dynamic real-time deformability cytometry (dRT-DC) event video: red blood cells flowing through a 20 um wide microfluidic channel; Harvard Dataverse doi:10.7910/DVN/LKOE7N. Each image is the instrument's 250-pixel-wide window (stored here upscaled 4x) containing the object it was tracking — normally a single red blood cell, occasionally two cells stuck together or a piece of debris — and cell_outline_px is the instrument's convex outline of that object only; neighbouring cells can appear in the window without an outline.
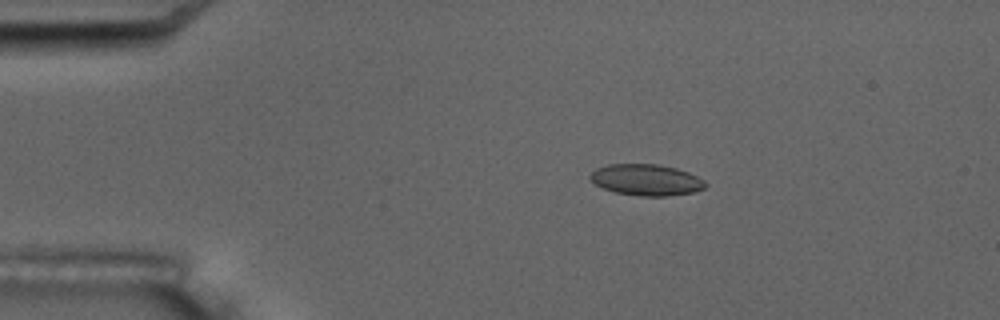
{"species": "common noctule bat (a hibernating species)", "species_latin": "Nyctalus noctula", "temperature_condition": "room temperature", "stored_images_in_passage": 3, "camera_frame_rate_fps": 3000, "um_per_image_px": 0.085, "animal": {"sex": "male", "body_mass_g": 17.5, "forearm_length_mm": 52.3}, "frame": {"image": 1, "passage_image": 2, "time_ms": 1.0, "image_size_px": [1000, 320], "cell_outline_px": [[708, 184], [704, 188], [696, 192], [668, 196], [640, 196], [616, 192], [604, 188], [596, 184], [588, 176], [596, 168], [608, 164], [660, 164], [676, 168], [688, 172], [704, 180]], "centroid_in_image_um": [54.96, 15.29], "position_along_channel_um": 30.0, "area_um2": 21.04}}